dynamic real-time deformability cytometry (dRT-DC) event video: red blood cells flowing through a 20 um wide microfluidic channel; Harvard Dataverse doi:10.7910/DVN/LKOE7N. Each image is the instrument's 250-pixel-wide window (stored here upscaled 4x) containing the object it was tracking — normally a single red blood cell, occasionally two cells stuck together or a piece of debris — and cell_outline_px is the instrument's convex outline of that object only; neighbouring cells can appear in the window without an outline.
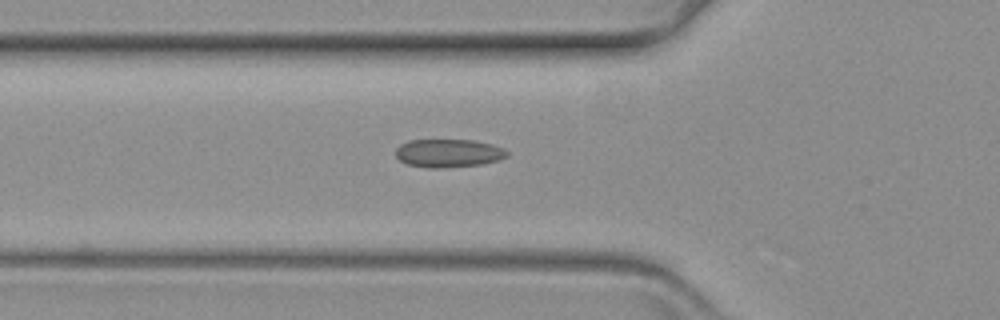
{"species": "common noctule bat (a hibernating species)", "species_latin": "Nyctalus noctula", "temperature_condition": "warm", "stored_images_in_passage": 43, "segment_of_instrument_passage": [1, 2], "camera_frame_rate_fps": 3000, "um_per_image_px": 0.085, "animal": {"sex": "female", "body_mass_g": 19.3, "forearm_length_mm": 54.1}, "frame": {"image": 1, "passage_image": 3, "time_ms": 0.667, "image_size_px": [1000, 320], "cell_outline_px": [[508, 156], [484, 164], [444, 168], [428, 168], [408, 164], [400, 160], [396, 156], [396, 148], [400, 144], [408, 140], [476, 140], [492, 144], [504, 148], [508, 152]], "centroid_in_image_um": [38.12, 13.02], "position_along_channel_um": 87.7, "area_um2": 18.44}}
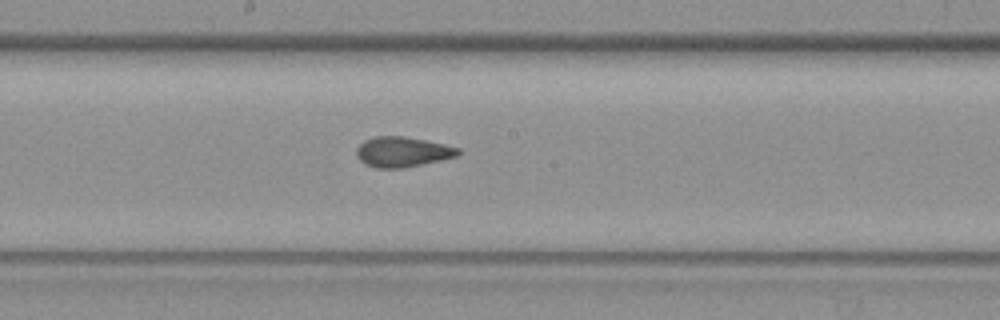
{"frame": {"image": 2, "passage_image": 14, "time_ms": 4.333, "image_size_px": [1000, 320], "cell_outline_px": [[460, 152], [456, 156], [440, 160], [404, 168], [376, 168], [364, 164], [356, 156], [356, 148], [364, 140], [376, 136], [404, 136], [444, 144], [460, 148]], "centroid_in_image_um": [34.17, 12.91], "position_along_channel_um": 214.0, "area_um2": 17.86}}
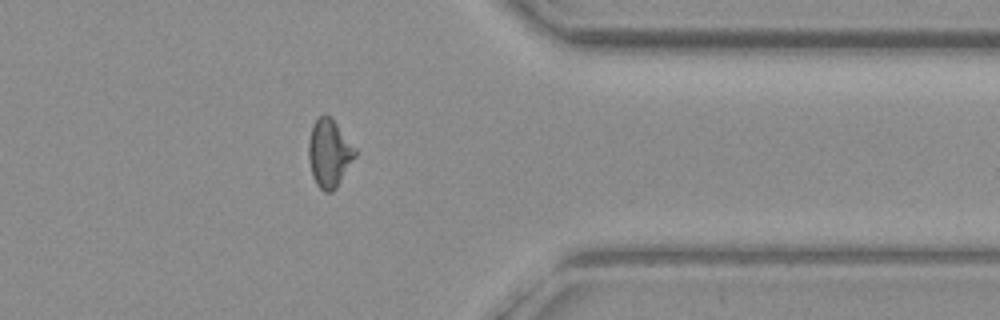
{"frame": {"image": 3, "passage_image": 30, "time_ms": 9.667, "image_size_px": [1000, 320], "cell_outline_px": [[356, 156], [336, 188], [332, 192], [324, 192], [316, 184], [312, 176], [308, 156], [308, 144], [312, 128], [316, 120], [324, 112], [336, 124], [356, 148]], "centroid_in_image_um": [27.98, 13.05], "position_along_channel_um": 383.4, "area_um2": 18.21}}